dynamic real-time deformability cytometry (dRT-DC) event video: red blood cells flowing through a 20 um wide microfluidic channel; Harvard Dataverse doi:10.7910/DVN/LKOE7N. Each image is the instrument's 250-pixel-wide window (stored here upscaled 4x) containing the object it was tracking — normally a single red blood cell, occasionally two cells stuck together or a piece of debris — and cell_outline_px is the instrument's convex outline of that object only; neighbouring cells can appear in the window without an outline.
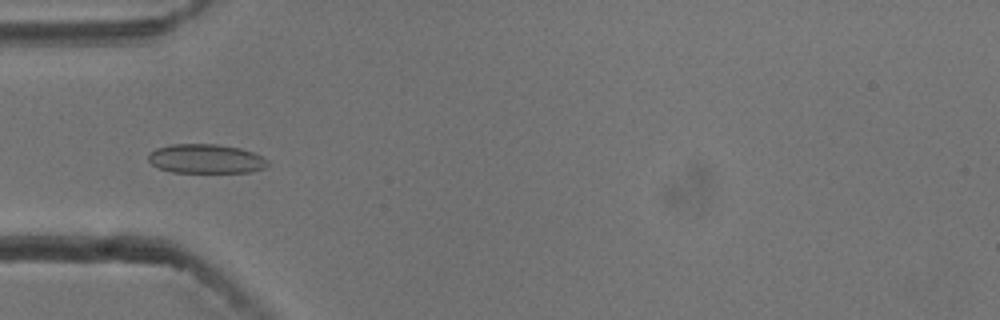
{"species": "common noctule bat (a hibernating species)", "species_latin": "Nyctalus noctula", "temperature_condition": "cold", "stored_images_in_passage": 38, "camera_frame_rate_fps": 3000, "um_per_image_px": 0.085, "animal": {"sex": "male", "body_mass_g": 13.3}, "frame": {"image": 1, "passage_image": 1, "time_ms": 0.0, "image_size_px": [1000, 320], "cell_outline_px": [[268, 164], [264, 168], [248, 172], [172, 172], [160, 168], [152, 164], [148, 160], [148, 152], [156, 148], [172, 144], [216, 144], [240, 148], [264, 156], [268, 160]], "centroid_in_image_um": [17.49, 13.49], "position_along_channel_um": 67.5, "area_um2": 20.35}}
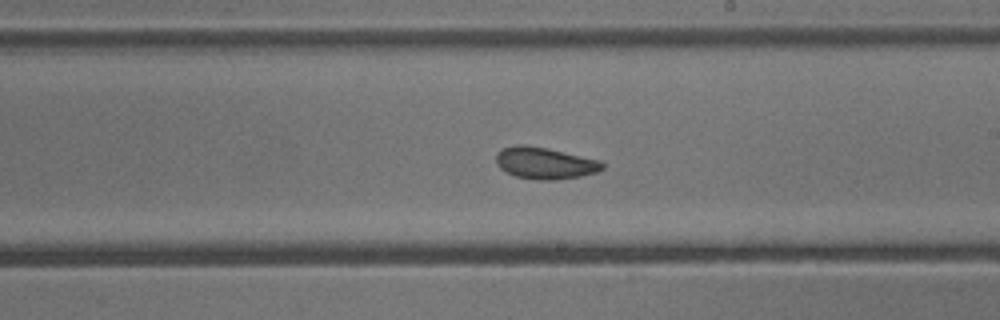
{"frame": {"image": 2, "passage_image": 15, "time_ms": 4.667, "image_size_px": [1000, 320], "cell_outline_px": [[604, 168], [596, 172], [580, 176], [556, 180], [540, 180], [516, 176], [500, 168], [496, 164], [496, 152], [504, 148], [516, 144], [524, 144], [548, 148], [600, 160], [604, 164]], "centroid_in_image_um": [46.31, 13.85], "position_along_channel_um": 242.7, "area_um2": 19.65}}
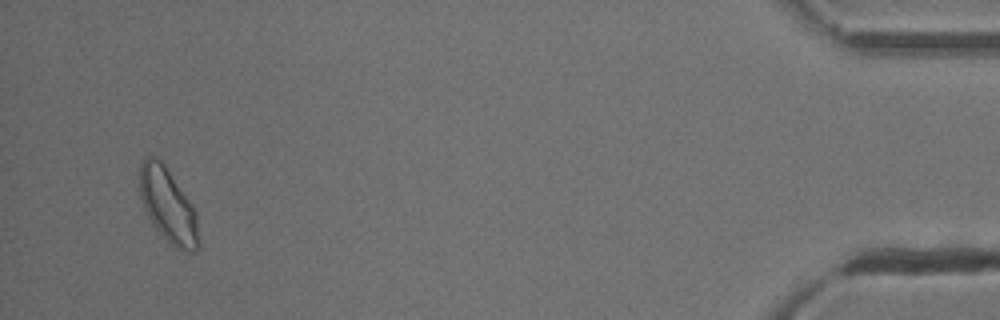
{"frame": {"image": 3, "passage_image": 36, "time_ms": 11.667, "image_size_px": [1000, 320], "cell_outline_px": [[200, 244], [196, 252], [188, 252], [176, 248], [152, 224], [144, 208], [140, 196], [140, 164], [144, 156], [156, 156], [164, 164], [192, 204], [196, 212]], "centroid_in_image_um": [14.29, 17.46], "position_along_channel_um": 420.9, "area_um2": 25.43}, "authors_computed_cell_mechanics": {"area_um2": 19.5075, "velocity_mm_per_s": 3.7371, "shape_relaxation_time_tau1_ms": 4.7454, "shape_relaxation_time_tau2_ms": 1.5083, "deformation_change_tau1": 0.0773, "deformation_change_tau2": 0.0445}}